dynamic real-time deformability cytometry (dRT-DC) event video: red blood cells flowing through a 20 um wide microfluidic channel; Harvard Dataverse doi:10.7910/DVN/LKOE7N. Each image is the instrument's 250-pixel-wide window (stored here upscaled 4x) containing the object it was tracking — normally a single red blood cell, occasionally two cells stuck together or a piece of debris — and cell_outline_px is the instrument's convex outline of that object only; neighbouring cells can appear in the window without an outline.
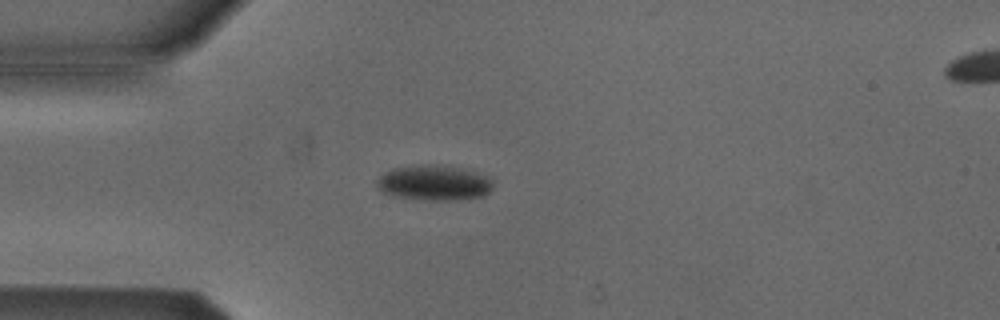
{"species": "Egyptian fruit bat (a non-hibernating species)", "species_latin": "Rousettus aegyptiacus", "temperature_condition": "cold", "stored_images_in_passage": 5, "camera_frame_rate_fps": 3000, "um_per_image_px": 0.085, "animal": {"sex": "male"}, "frame": {"image": 1, "passage_image": 4, "time_ms": 3.667, "image_size_px": [1000, 320], "cell_outline_px": [[492, 188], [484, 196], [460, 200], [424, 200], [392, 196], [380, 192], [376, 188], [376, 180], [384, 172], [392, 168], [416, 164], [444, 164], [472, 168], [488, 176], [492, 180]], "centroid_in_image_um": [36.9, 15.51], "position_along_channel_um": 48.1, "area_um2": 24.97}}